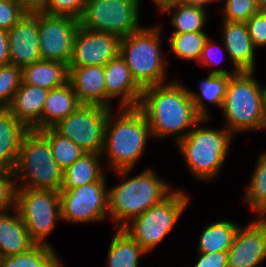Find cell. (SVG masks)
I'll return each instance as SVG.
<instances>
[{"mask_svg":"<svg viewBox=\"0 0 266 267\" xmlns=\"http://www.w3.org/2000/svg\"><path fill=\"white\" fill-rule=\"evenodd\" d=\"M52 246L35 244L28 251L0 258V267H63Z\"/></svg>","mask_w":266,"mask_h":267,"instance_id":"cell-30","label":"cell"},{"mask_svg":"<svg viewBox=\"0 0 266 267\" xmlns=\"http://www.w3.org/2000/svg\"><path fill=\"white\" fill-rule=\"evenodd\" d=\"M223 49H225L224 45H223V47L220 45H217L215 42H213V40L208 38V40L205 42L204 48L202 50L198 65L201 64V66H214V65L220 64L221 61H223V59H224L223 57H225L224 55L223 56L221 55L222 53L224 54ZM216 53H218V55L220 53L219 56L221 58L218 55L216 56Z\"/></svg>","mask_w":266,"mask_h":267,"instance_id":"cell-40","label":"cell"},{"mask_svg":"<svg viewBox=\"0 0 266 267\" xmlns=\"http://www.w3.org/2000/svg\"><path fill=\"white\" fill-rule=\"evenodd\" d=\"M147 252L122 228H116L107 253L108 267H138Z\"/></svg>","mask_w":266,"mask_h":267,"instance_id":"cell-28","label":"cell"},{"mask_svg":"<svg viewBox=\"0 0 266 267\" xmlns=\"http://www.w3.org/2000/svg\"><path fill=\"white\" fill-rule=\"evenodd\" d=\"M22 68L9 64L0 67V108H7L20 87Z\"/></svg>","mask_w":266,"mask_h":267,"instance_id":"cell-34","label":"cell"},{"mask_svg":"<svg viewBox=\"0 0 266 267\" xmlns=\"http://www.w3.org/2000/svg\"><path fill=\"white\" fill-rule=\"evenodd\" d=\"M15 209L35 244L52 246L46 238L61 221L59 192L50 189L17 188Z\"/></svg>","mask_w":266,"mask_h":267,"instance_id":"cell-9","label":"cell"},{"mask_svg":"<svg viewBox=\"0 0 266 267\" xmlns=\"http://www.w3.org/2000/svg\"><path fill=\"white\" fill-rule=\"evenodd\" d=\"M173 10V11H172ZM159 11L171 12L173 33L205 32L207 10L203 7L183 4L180 1L164 5Z\"/></svg>","mask_w":266,"mask_h":267,"instance_id":"cell-29","label":"cell"},{"mask_svg":"<svg viewBox=\"0 0 266 267\" xmlns=\"http://www.w3.org/2000/svg\"><path fill=\"white\" fill-rule=\"evenodd\" d=\"M0 213V258L28 251L35 243L16 209Z\"/></svg>","mask_w":266,"mask_h":267,"instance_id":"cell-23","label":"cell"},{"mask_svg":"<svg viewBox=\"0 0 266 267\" xmlns=\"http://www.w3.org/2000/svg\"><path fill=\"white\" fill-rule=\"evenodd\" d=\"M246 25L254 47H266V11L259 10Z\"/></svg>","mask_w":266,"mask_h":267,"instance_id":"cell-39","label":"cell"},{"mask_svg":"<svg viewBox=\"0 0 266 267\" xmlns=\"http://www.w3.org/2000/svg\"><path fill=\"white\" fill-rule=\"evenodd\" d=\"M266 259V219L256 217L239 227L227 252L228 267H258Z\"/></svg>","mask_w":266,"mask_h":267,"instance_id":"cell-15","label":"cell"},{"mask_svg":"<svg viewBox=\"0 0 266 267\" xmlns=\"http://www.w3.org/2000/svg\"><path fill=\"white\" fill-rule=\"evenodd\" d=\"M223 44L234 71L255 72V51L246 23L223 20Z\"/></svg>","mask_w":266,"mask_h":267,"instance_id":"cell-18","label":"cell"},{"mask_svg":"<svg viewBox=\"0 0 266 267\" xmlns=\"http://www.w3.org/2000/svg\"><path fill=\"white\" fill-rule=\"evenodd\" d=\"M208 38L205 32L172 33L168 43L175 57L197 63Z\"/></svg>","mask_w":266,"mask_h":267,"instance_id":"cell-32","label":"cell"},{"mask_svg":"<svg viewBox=\"0 0 266 267\" xmlns=\"http://www.w3.org/2000/svg\"><path fill=\"white\" fill-rule=\"evenodd\" d=\"M243 202L259 217L266 210V151L257 159Z\"/></svg>","mask_w":266,"mask_h":267,"instance_id":"cell-31","label":"cell"},{"mask_svg":"<svg viewBox=\"0 0 266 267\" xmlns=\"http://www.w3.org/2000/svg\"><path fill=\"white\" fill-rule=\"evenodd\" d=\"M179 1L183 4L199 6V7H203L206 9L207 4L216 2V1L218 2L219 0H179Z\"/></svg>","mask_w":266,"mask_h":267,"instance_id":"cell-44","label":"cell"},{"mask_svg":"<svg viewBox=\"0 0 266 267\" xmlns=\"http://www.w3.org/2000/svg\"><path fill=\"white\" fill-rule=\"evenodd\" d=\"M18 2L27 12L40 11L44 5L45 0H15Z\"/></svg>","mask_w":266,"mask_h":267,"instance_id":"cell-43","label":"cell"},{"mask_svg":"<svg viewBox=\"0 0 266 267\" xmlns=\"http://www.w3.org/2000/svg\"><path fill=\"white\" fill-rule=\"evenodd\" d=\"M39 132L49 141L53 157L63 171L85 153L72 140L61 136L53 128H45Z\"/></svg>","mask_w":266,"mask_h":267,"instance_id":"cell-33","label":"cell"},{"mask_svg":"<svg viewBox=\"0 0 266 267\" xmlns=\"http://www.w3.org/2000/svg\"><path fill=\"white\" fill-rule=\"evenodd\" d=\"M10 64L23 68L41 60L38 11L27 12L9 31Z\"/></svg>","mask_w":266,"mask_h":267,"instance_id":"cell-16","label":"cell"},{"mask_svg":"<svg viewBox=\"0 0 266 267\" xmlns=\"http://www.w3.org/2000/svg\"><path fill=\"white\" fill-rule=\"evenodd\" d=\"M16 190L13 172L0 171V213L15 209Z\"/></svg>","mask_w":266,"mask_h":267,"instance_id":"cell-37","label":"cell"},{"mask_svg":"<svg viewBox=\"0 0 266 267\" xmlns=\"http://www.w3.org/2000/svg\"><path fill=\"white\" fill-rule=\"evenodd\" d=\"M131 171L132 169L116 170L122 182L108 189V214L115 222V228H123L174 191L151 168L129 178Z\"/></svg>","mask_w":266,"mask_h":267,"instance_id":"cell-3","label":"cell"},{"mask_svg":"<svg viewBox=\"0 0 266 267\" xmlns=\"http://www.w3.org/2000/svg\"><path fill=\"white\" fill-rule=\"evenodd\" d=\"M254 72H239L230 77L222 106L225 128L233 135L266 129L262 87Z\"/></svg>","mask_w":266,"mask_h":267,"instance_id":"cell-5","label":"cell"},{"mask_svg":"<svg viewBox=\"0 0 266 267\" xmlns=\"http://www.w3.org/2000/svg\"><path fill=\"white\" fill-rule=\"evenodd\" d=\"M141 0H87L80 27L120 39L139 30Z\"/></svg>","mask_w":266,"mask_h":267,"instance_id":"cell-10","label":"cell"},{"mask_svg":"<svg viewBox=\"0 0 266 267\" xmlns=\"http://www.w3.org/2000/svg\"><path fill=\"white\" fill-rule=\"evenodd\" d=\"M120 41L116 35L79 27L68 67L105 66L119 55Z\"/></svg>","mask_w":266,"mask_h":267,"instance_id":"cell-14","label":"cell"},{"mask_svg":"<svg viewBox=\"0 0 266 267\" xmlns=\"http://www.w3.org/2000/svg\"><path fill=\"white\" fill-rule=\"evenodd\" d=\"M231 72L232 73H229L222 68L213 70L208 74L207 78L200 81L199 93H195L189 89L195 109L202 118L211 119V114L208 113L206 102L212 105L214 104L222 109L228 81L231 76L239 73V71L234 70Z\"/></svg>","mask_w":266,"mask_h":267,"instance_id":"cell-22","label":"cell"},{"mask_svg":"<svg viewBox=\"0 0 266 267\" xmlns=\"http://www.w3.org/2000/svg\"><path fill=\"white\" fill-rule=\"evenodd\" d=\"M106 175L99 181L70 189H60L61 220L74 223L102 221L108 214Z\"/></svg>","mask_w":266,"mask_h":267,"instance_id":"cell-12","label":"cell"},{"mask_svg":"<svg viewBox=\"0 0 266 267\" xmlns=\"http://www.w3.org/2000/svg\"><path fill=\"white\" fill-rule=\"evenodd\" d=\"M79 19L69 15H50L38 11V37L41 60L69 64Z\"/></svg>","mask_w":266,"mask_h":267,"instance_id":"cell-13","label":"cell"},{"mask_svg":"<svg viewBox=\"0 0 266 267\" xmlns=\"http://www.w3.org/2000/svg\"><path fill=\"white\" fill-rule=\"evenodd\" d=\"M179 0H153V3L157 5L158 10L161 9L164 5L169 4L171 2H176Z\"/></svg>","mask_w":266,"mask_h":267,"instance_id":"cell-45","label":"cell"},{"mask_svg":"<svg viewBox=\"0 0 266 267\" xmlns=\"http://www.w3.org/2000/svg\"><path fill=\"white\" fill-rule=\"evenodd\" d=\"M10 64L8 30L0 28V67Z\"/></svg>","mask_w":266,"mask_h":267,"instance_id":"cell-42","label":"cell"},{"mask_svg":"<svg viewBox=\"0 0 266 267\" xmlns=\"http://www.w3.org/2000/svg\"><path fill=\"white\" fill-rule=\"evenodd\" d=\"M222 13L223 20L246 23L259 11L257 0H226Z\"/></svg>","mask_w":266,"mask_h":267,"instance_id":"cell-35","label":"cell"},{"mask_svg":"<svg viewBox=\"0 0 266 267\" xmlns=\"http://www.w3.org/2000/svg\"><path fill=\"white\" fill-rule=\"evenodd\" d=\"M161 28L142 26L120 41V56L125 60L131 75L143 89L165 84L167 62L161 49Z\"/></svg>","mask_w":266,"mask_h":267,"instance_id":"cell-6","label":"cell"},{"mask_svg":"<svg viewBox=\"0 0 266 267\" xmlns=\"http://www.w3.org/2000/svg\"><path fill=\"white\" fill-rule=\"evenodd\" d=\"M48 91L46 88L28 85L21 81L7 109L28 130L40 131Z\"/></svg>","mask_w":266,"mask_h":267,"instance_id":"cell-19","label":"cell"},{"mask_svg":"<svg viewBox=\"0 0 266 267\" xmlns=\"http://www.w3.org/2000/svg\"><path fill=\"white\" fill-rule=\"evenodd\" d=\"M189 198L186 192L176 189L161 203L151 206L122 229L147 253L154 251L181 218L189 205Z\"/></svg>","mask_w":266,"mask_h":267,"instance_id":"cell-8","label":"cell"},{"mask_svg":"<svg viewBox=\"0 0 266 267\" xmlns=\"http://www.w3.org/2000/svg\"><path fill=\"white\" fill-rule=\"evenodd\" d=\"M262 97H263V108H264V113L266 116V85L262 87Z\"/></svg>","mask_w":266,"mask_h":267,"instance_id":"cell-47","label":"cell"},{"mask_svg":"<svg viewBox=\"0 0 266 267\" xmlns=\"http://www.w3.org/2000/svg\"><path fill=\"white\" fill-rule=\"evenodd\" d=\"M101 154L84 153L72 165L63 171L60 189H70L99 181L106 173L101 164Z\"/></svg>","mask_w":266,"mask_h":267,"instance_id":"cell-26","label":"cell"},{"mask_svg":"<svg viewBox=\"0 0 266 267\" xmlns=\"http://www.w3.org/2000/svg\"><path fill=\"white\" fill-rule=\"evenodd\" d=\"M208 120L209 118H202L183 139L177 142L193 176L205 181L217 177L234 138L226 128L221 130L203 126L202 123H207Z\"/></svg>","mask_w":266,"mask_h":267,"instance_id":"cell-4","label":"cell"},{"mask_svg":"<svg viewBox=\"0 0 266 267\" xmlns=\"http://www.w3.org/2000/svg\"><path fill=\"white\" fill-rule=\"evenodd\" d=\"M26 13L15 0H0V28L9 31Z\"/></svg>","mask_w":266,"mask_h":267,"instance_id":"cell-38","label":"cell"},{"mask_svg":"<svg viewBox=\"0 0 266 267\" xmlns=\"http://www.w3.org/2000/svg\"><path fill=\"white\" fill-rule=\"evenodd\" d=\"M13 174L17 188L59 192L63 182V170L53 157L49 141L37 130L24 134Z\"/></svg>","mask_w":266,"mask_h":267,"instance_id":"cell-7","label":"cell"},{"mask_svg":"<svg viewBox=\"0 0 266 267\" xmlns=\"http://www.w3.org/2000/svg\"><path fill=\"white\" fill-rule=\"evenodd\" d=\"M106 108L114 109L111 101L120 98V107H138L143 89L133 79L125 60L120 56L104 66Z\"/></svg>","mask_w":266,"mask_h":267,"instance_id":"cell-17","label":"cell"},{"mask_svg":"<svg viewBox=\"0 0 266 267\" xmlns=\"http://www.w3.org/2000/svg\"><path fill=\"white\" fill-rule=\"evenodd\" d=\"M80 105L70 82L48 91L43 113L42 129L52 128L73 113Z\"/></svg>","mask_w":266,"mask_h":267,"instance_id":"cell-24","label":"cell"},{"mask_svg":"<svg viewBox=\"0 0 266 267\" xmlns=\"http://www.w3.org/2000/svg\"><path fill=\"white\" fill-rule=\"evenodd\" d=\"M239 224L230 220H217L201 232L197 252H228L239 230Z\"/></svg>","mask_w":266,"mask_h":267,"instance_id":"cell-27","label":"cell"},{"mask_svg":"<svg viewBox=\"0 0 266 267\" xmlns=\"http://www.w3.org/2000/svg\"><path fill=\"white\" fill-rule=\"evenodd\" d=\"M259 218L266 219V210L259 216Z\"/></svg>","mask_w":266,"mask_h":267,"instance_id":"cell-48","label":"cell"},{"mask_svg":"<svg viewBox=\"0 0 266 267\" xmlns=\"http://www.w3.org/2000/svg\"><path fill=\"white\" fill-rule=\"evenodd\" d=\"M118 110V115L113 109L109 112L101 153L108 159L105 168L114 171L134 169L145 152L148 139L153 137L147 119L138 107H119Z\"/></svg>","mask_w":266,"mask_h":267,"instance_id":"cell-2","label":"cell"},{"mask_svg":"<svg viewBox=\"0 0 266 267\" xmlns=\"http://www.w3.org/2000/svg\"><path fill=\"white\" fill-rule=\"evenodd\" d=\"M138 108L147 119L153 137L161 139L174 134L177 142L202 119L195 109L189 88L177 79L143 88Z\"/></svg>","mask_w":266,"mask_h":267,"instance_id":"cell-1","label":"cell"},{"mask_svg":"<svg viewBox=\"0 0 266 267\" xmlns=\"http://www.w3.org/2000/svg\"><path fill=\"white\" fill-rule=\"evenodd\" d=\"M110 110L103 106L80 104L52 128L72 140L85 153L101 154Z\"/></svg>","mask_w":266,"mask_h":267,"instance_id":"cell-11","label":"cell"},{"mask_svg":"<svg viewBox=\"0 0 266 267\" xmlns=\"http://www.w3.org/2000/svg\"><path fill=\"white\" fill-rule=\"evenodd\" d=\"M87 0H45L41 12L50 15H69L79 19Z\"/></svg>","mask_w":266,"mask_h":267,"instance_id":"cell-36","label":"cell"},{"mask_svg":"<svg viewBox=\"0 0 266 267\" xmlns=\"http://www.w3.org/2000/svg\"><path fill=\"white\" fill-rule=\"evenodd\" d=\"M199 258L194 267H228L227 252H197Z\"/></svg>","mask_w":266,"mask_h":267,"instance_id":"cell-41","label":"cell"},{"mask_svg":"<svg viewBox=\"0 0 266 267\" xmlns=\"http://www.w3.org/2000/svg\"><path fill=\"white\" fill-rule=\"evenodd\" d=\"M257 5L260 11H266V0H257Z\"/></svg>","mask_w":266,"mask_h":267,"instance_id":"cell-46","label":"cell"},{"mask_svg":"<svg viewBox=\"0 0 266 267\" xmlns=\"http://www.w3.org/2000/svg\"><path fill=\"white\" fill-rule=\"evenodd\" d=\"M28 129L7 108H0V171L13 172Z\"/></svg>","mask_w":266,"mask_h":267,"instance_id":"cell-21","label":"cell"},{"mask_svg":"<svg viewBox=\"0 0 266 267\" xmlns=\"http://www.w3.org/2000/svg\"><path fill=\"white\" fill-rule=\"evenodd\" d=\"M22 81L48 90L69 82V67L59 61L40 60L22 68Z\"/></svg>","mask_w":266,"mask_h":267,"instance_id":"cell-25","label":"cell"},{"mask_svg":"<svg viewBox=\"0 0 266 267\" xmlns=\"http://www.w3.org/2000/svg\"><path fill=\"white\" fill-rule=\"evenodd\" d=\"M69 82L80 104L106 107L104 66L69 67Z\"/></svg>","mask_w":266,"mask_h":267,"instance_id":"cell-20","label":"cell"}]
</instances>
